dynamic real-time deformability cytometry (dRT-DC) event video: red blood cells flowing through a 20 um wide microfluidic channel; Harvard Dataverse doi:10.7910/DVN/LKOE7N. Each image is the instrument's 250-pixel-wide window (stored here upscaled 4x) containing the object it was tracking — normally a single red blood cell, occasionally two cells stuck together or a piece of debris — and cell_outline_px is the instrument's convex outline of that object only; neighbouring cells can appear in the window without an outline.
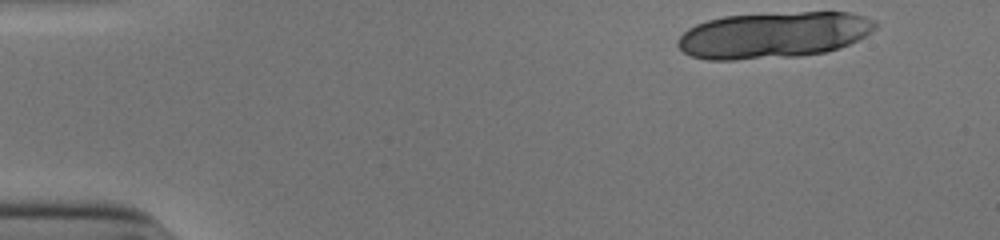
{"species": "human", "species_latin": "Homo sapiens", "temperature_condition": "cold", "stored_images_in_passage": 15, "camera_frame_rate_fps": 3000, "um_per_image_px": 0.085, "donor": {"sex": "male"}, "frame": {"image": 1, "passage_image": 1, "time_ms": 0.0, "image_size_px": [1000, 240], "cell_outline_px": [[880, 24], [872, 32], [840, 48], [828, 52], [800, 56], [736, 60], [708, 60], [692, 56], [684, 52], [676, 44], [676, 40], [688, 28], [696, 24], [708, 20], [724, 16], [800, 12], [848, 12], [864, 16], [876, 20]], "centroid_in_image_um": [65.77, 2.98], "position_along_channel_um": 19.2, "area_um2": 53.58}}